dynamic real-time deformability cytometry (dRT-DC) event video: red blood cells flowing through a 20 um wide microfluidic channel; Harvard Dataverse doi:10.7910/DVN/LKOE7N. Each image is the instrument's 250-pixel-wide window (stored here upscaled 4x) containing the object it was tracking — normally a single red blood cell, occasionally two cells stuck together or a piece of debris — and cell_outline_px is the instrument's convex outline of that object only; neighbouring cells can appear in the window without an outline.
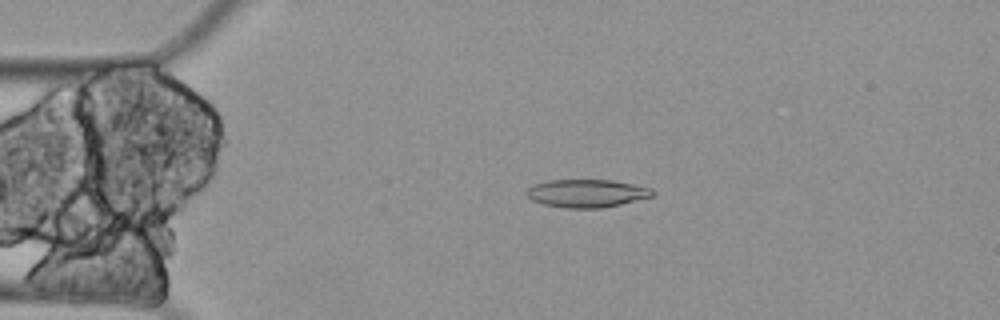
{"species": "Egyptian fruit bat (a non-hibernating species)", "species_latin": "Rousettus aegyptiacus", "temperature_condition": "cold", "stored_images_in_passage": 5, "camera_frame_rate_fps": 3000, "um_per_image_px": 0.085, "animal": {"sex": "female"}, "frame": {"image": 1, "passage_image": 4, "time_ms": 1.0, "image_size_px": [1000, 320], "cell_outline_px": [[656, 192], [652, 196], [620, 204], [600, 208], [564, 208], [544, 204], [532, 200], [524, 192], [532, 184], [548, 180], [612, 180], [652, 188]], "centroid_in_image_um": [49.84, 16.42], "position_along_channel_um": 35.2, "area_um2": 20.52}}